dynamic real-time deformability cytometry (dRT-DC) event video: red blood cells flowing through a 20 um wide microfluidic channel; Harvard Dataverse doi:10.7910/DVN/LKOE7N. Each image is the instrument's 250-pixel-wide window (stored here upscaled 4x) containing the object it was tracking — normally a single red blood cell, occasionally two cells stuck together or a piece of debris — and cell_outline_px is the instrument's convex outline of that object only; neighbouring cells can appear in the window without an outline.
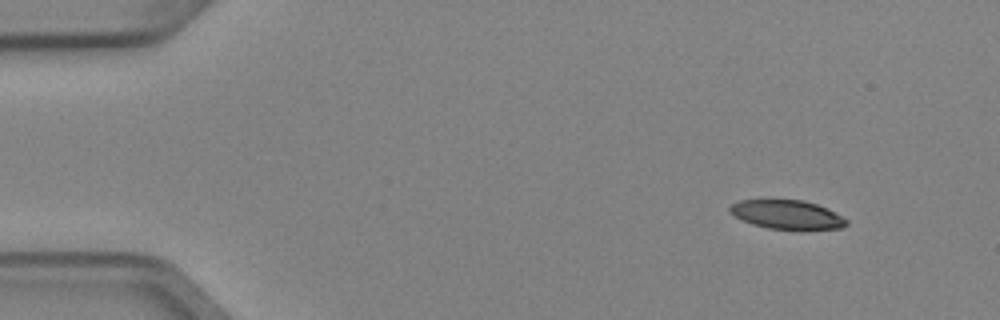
{"species": "Egyptian fruit bat (a non-hibernating species)", "species_latin": "Rousettus aegyptiacus", "temperature_condition": "cold", "stored_images_in_passage": 5, "camera_frame_rate_fps": 3000, "um_per_image_px": 0.085, "animal": {"sex": "female"}, "frame": {"image": 1, "passage_image": 1, "time_ms": 0.0, "image_size_px": [1000, 320], "cell_outline_px": [[848, 224], [844, 228], [804, 232], [768, 228], [752, 224], [728, 212], [728, 208], [732, 204], [740, 200], [804, 200], [828, 208], [848, 220]], "centroid_in_image_um": [66.98, 18.29], "position_along_channel_um": 18.0, "area_um2": 20.35}}
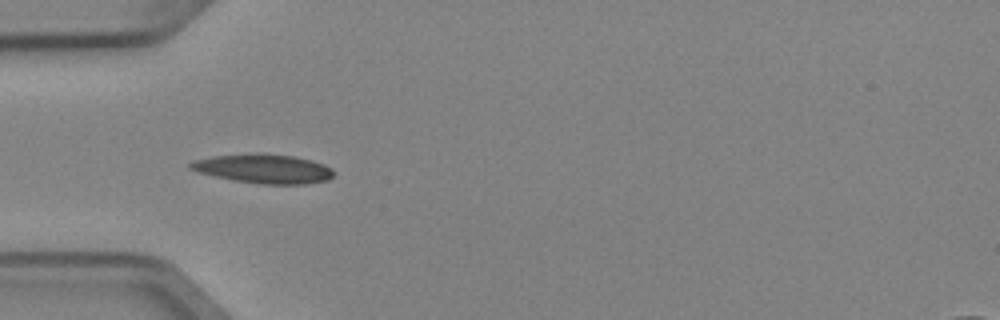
{"frame": {"image": 2, "passage_image": 4, "time_ms": 1.0, "image_size_px": [1000, 320], "cell_outline_px": [[336, 172], [328, 180], [304, 184], [260, 184], [236, 180], [216, 176], [200, 172], [188, 168], [188, 164], [192, 160], [212, 156], [256, 152], [260, 152], [296, 156], [312, 160], [324, 164], [332, 168]], "centroid_in_image_um": [22.43, 14.32], "position_along_channel_um": 62.6, "area_um2": 24.62}}
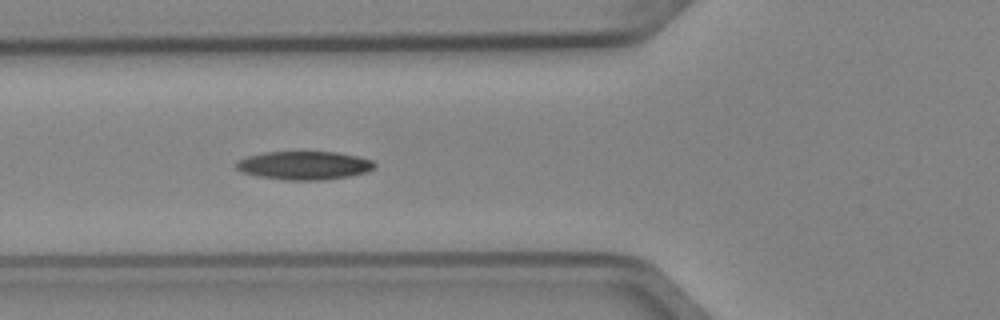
{"frame": {"image": 3, "passage_image": 5, "time_ms": 1.333, "image_size_px": [1000, 320], "cell_outline_px": [[376, 168], [368, 172], [348, 176], [320, 180], [284, 180], [256, 176], [244, 172], [236, 168], [236, 164], [240, 160], [248, 156], [264, 152], [336, 152], [356, 156], [372, 160], [376, 164]], "centroid_in_image_um": [25.89, 14.06], "position_along_channel_um": 99.9, "area_um2": 22.83}}